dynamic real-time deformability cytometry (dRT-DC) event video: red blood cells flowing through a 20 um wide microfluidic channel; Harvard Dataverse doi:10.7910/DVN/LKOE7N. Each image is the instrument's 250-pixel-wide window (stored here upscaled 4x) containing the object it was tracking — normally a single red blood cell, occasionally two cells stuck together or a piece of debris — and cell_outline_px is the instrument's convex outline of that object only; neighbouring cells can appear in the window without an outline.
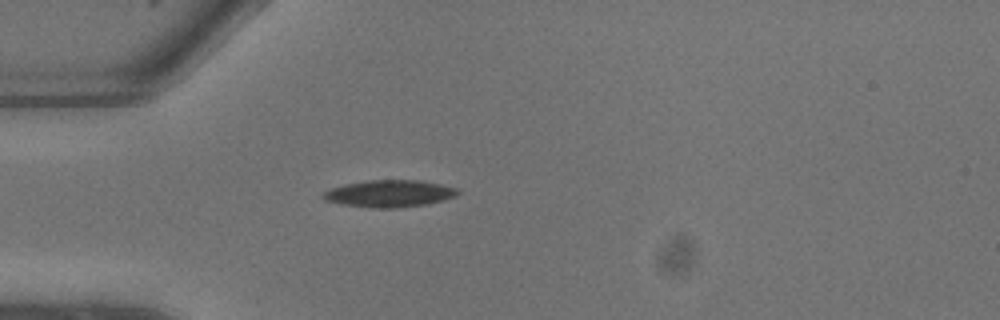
{"species": "common noctule bat (a hibernating species)", "species_latin": "Nyctalus noctula", "temperature_condition": "warm", "stored_images_in_passage": 4, "camera_frame_rate_fps": 3000, "um_per_image_px": 0.085, "animal": {"sex": "male", "body_mass_g": 13.3}, "frame": {"image": 1, "passage_image": 1, "time_ms": 0.0, "image_size_px": [1000, 320], "cell_outline_px": [[460, 192], [456, 196], [444, 200], [428, 204], [396, 208], [372, 208], [344, 204], [324, 200], [320, 196], [328, 188], [344, 184], [368, 180], [420, 180], [460, 188]], "centroid_in_image_um": [33.11, 16.45], "position_along_channel_um": 51.9, "area_um2": 21.44}}